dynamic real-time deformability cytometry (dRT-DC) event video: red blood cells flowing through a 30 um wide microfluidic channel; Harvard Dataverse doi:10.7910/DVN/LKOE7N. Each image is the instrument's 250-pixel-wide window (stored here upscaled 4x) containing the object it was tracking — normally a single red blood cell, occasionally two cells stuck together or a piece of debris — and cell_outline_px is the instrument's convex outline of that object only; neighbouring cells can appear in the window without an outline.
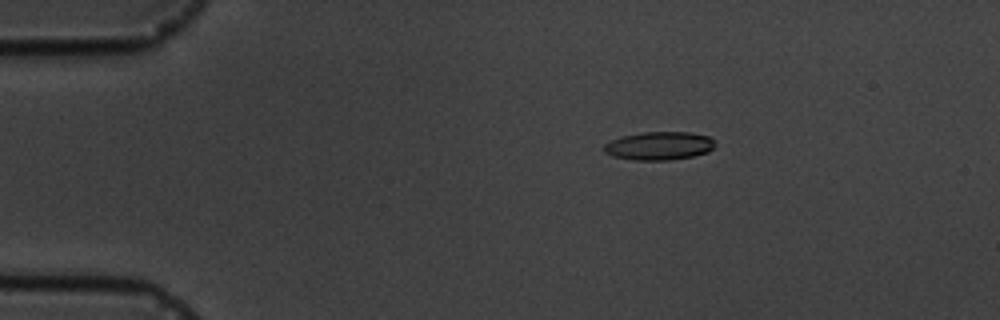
{"species": "common noctule bat (a hibernating species)", "species_latin": "Nyctalus noctula", "temperature_condition": "cold", "stored_images_in_passage": 3, "camera_frame_rate_fps": 3000, "um_per_image_px": 0.085, "animal": {"sex": "male", "body_mass_g": 19.5, "forearm_length_mm": 54.6}, "frame": {"image": 1, "passage_image": 1, "time_ms": 0.0, "image_size_px": [1000, 320], "cell_outline_px": [[716, 144], [708, 152], [692, 156], [668, 160], [632, 160], [612, 156], [604, 152], [604, 144], [612, 140], [624, 136], [644, 132], [688, 132], [708, 136]], "centroid_in_image_um": [56.01, 12.4], "position_along_channel_um": 29.0, "area_um2": 18.15}}